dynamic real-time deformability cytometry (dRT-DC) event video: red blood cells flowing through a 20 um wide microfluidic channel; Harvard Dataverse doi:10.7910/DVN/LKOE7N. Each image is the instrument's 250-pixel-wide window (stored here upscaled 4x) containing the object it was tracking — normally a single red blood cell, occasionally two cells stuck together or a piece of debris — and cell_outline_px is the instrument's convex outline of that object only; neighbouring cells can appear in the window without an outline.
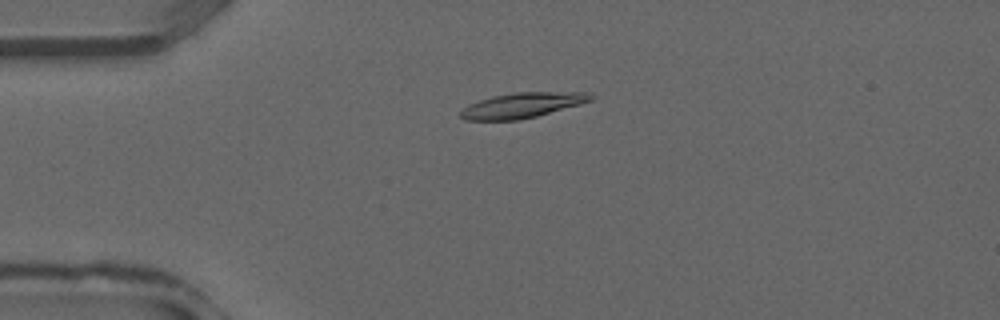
{"species": "common noctule bat (a hibernating species)", "species_latin": "Nyctalus noctula", "temperature_condition": "warm", "stored_images_in_passage": 36, "camera_frame_rate_fps": 3000, "um_per_image_px": 0.085, "animal": {"sex": "male", "forearm_length_mm": 52.5}, "frame": {"image": 1, "passage_image": 9, "time_ms": 2.667, "image_size_px": [1000, 320], "cell_outline_px": [[596, 96], [592, 100], [580, 104], [536, 116], [516, 120], [464, 120], [460, 116], [460, 112], [468, 104], [492, 96], [516, 92], [584, 92]], "centroid_in_image_um": [44.38, 8.94], "position_along_channel_um": 40.6, "area_um2": 18.96}}
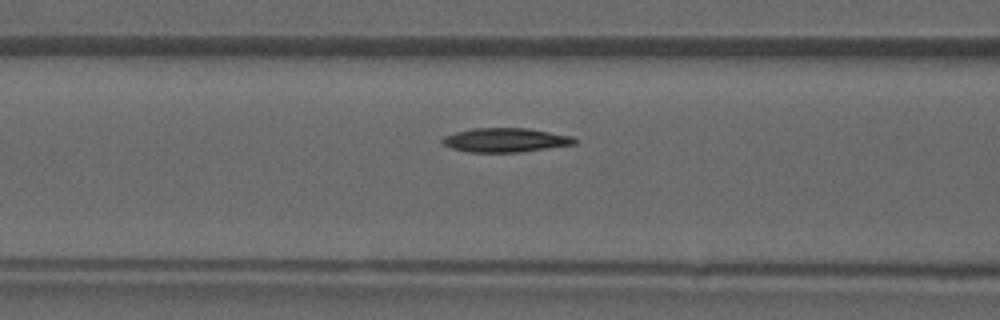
{"frame": {"image": 2, "passage_image": 15, "time_ms": 4.667, "image_size_px": [1000, 320], "cell_outline_px": [[576, 144], [520, 152], [468, 152], [452, 148], [444, 144], [440, 140], [444, 136], [456, 132], [472, 128], [528, 128], [572, 136], [576, 140]], "centroid_in_image_um": [42.95, 11.9], "position_along_channel_um": 123.6, "area_um2": 18.5}}
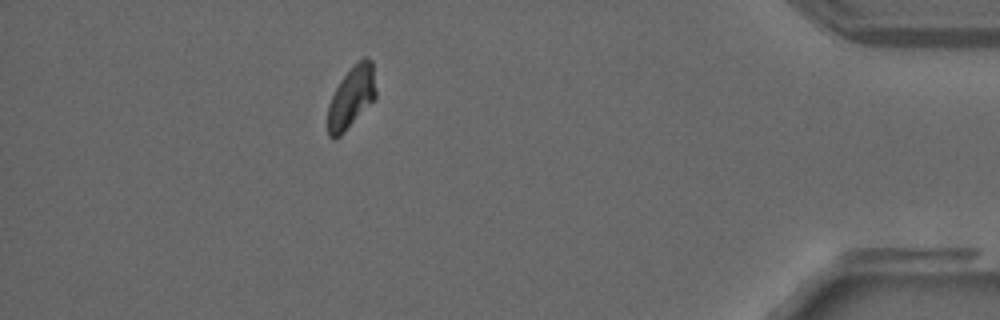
{"frame": {"image": 3, "passage_image": 33, "time_ms": 10.667, "image_size_px": [1000, 320], "cell_outline_px": [[376, 96], [344, 132], [340, 136], [332, 140], [328, 136], [328, 104], [340, 80], [364, 56], [368, 56], [372, 60], [376, 92]], "centroid_in_image_um": [29.85, 8.27], "position_along_channel_um": 405.3, "area_um2": 16.94}}